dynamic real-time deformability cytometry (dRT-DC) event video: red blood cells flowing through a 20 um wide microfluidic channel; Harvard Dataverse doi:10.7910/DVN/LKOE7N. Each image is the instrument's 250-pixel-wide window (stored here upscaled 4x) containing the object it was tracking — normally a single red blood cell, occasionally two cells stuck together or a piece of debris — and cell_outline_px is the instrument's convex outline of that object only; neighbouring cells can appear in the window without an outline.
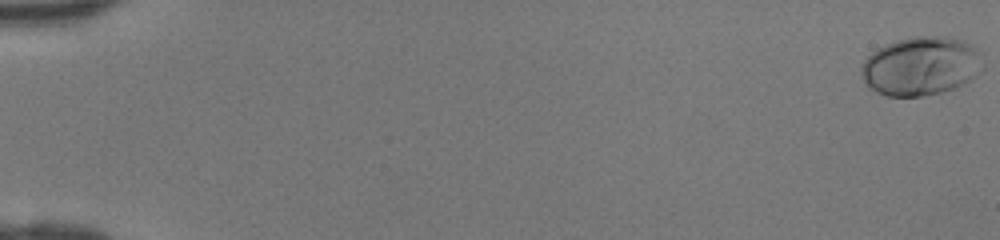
{"species": "human", "species_latin": "Homo sapiens", "temperature_condition": "room temperature", "stored_images_in_passage": 47, "camera_frame_rate_fps": 3000, "um_per_image_px": 0.085, "donor": {"sex": "female"}, "frame": {"image": 1, "passage_image": 1, "time_ms": 0.0, "image_size_px": [1000, 240], "cell_outline_px": [[980, 56], [976, 76], [972, 80], [952, 88], [940, 92], [920, 96], [888, 96], [876, 92], [868, 88], [864, 84], [860, 72], [860, 68], [864, 60], [876, 48], [884, 44], [896, 40], [912, 36], [944, 36], [960, 40], [980, 48]], "centroid_in_image_um": [78.2, 5.6], "position_along_channel_um": 6.8, "area_um2": 41.67}}
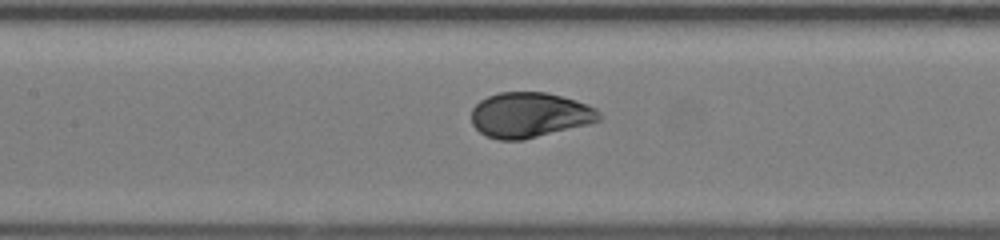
{"frame": {"image": 2, "passage_image": 24, "time_ms": 7.667, "image_size_px": [1000, 240], "cell_outline_px": [[600, 120], [588, 124], [524, 140], [500, 140], [488, 136], [480, 132], [472, 124], [472, 108], [480, 100], [488, 96], [500, 92], [548, 92], [576, 100], [588, 104], [596, 108], [600, 112]], "centroid_in_image_um": [45.03, 9.77], "position_along_channel_um": 162.4, "area_um2": 33.7}}
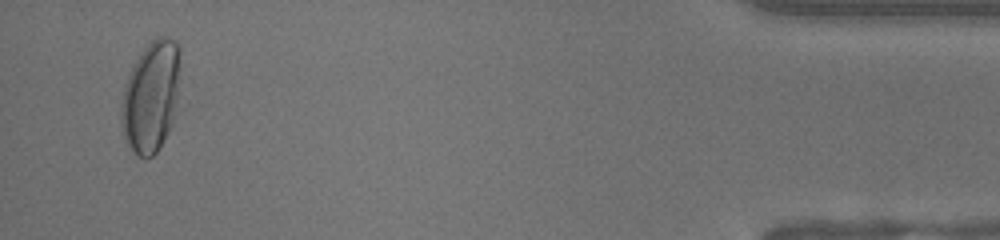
{"frame": {"image": 3, "passage_image": 46, "time_ms": 15.0, "image_size_px": [1000, 240], "cell_outline_px": [[188, 104], [160, 148], [152, 156], [136, 156], [128, 148], [120, 124], [120, 112], [124, 88], [128, 76], [136, 60], [144, 48], [156, 36], [164, 36], [176, 40], [180, 60]], "centroid_in_image_um": [13.01, 8.26], "position_along_channel_um": 422.2, "area_um2": 41.44}}